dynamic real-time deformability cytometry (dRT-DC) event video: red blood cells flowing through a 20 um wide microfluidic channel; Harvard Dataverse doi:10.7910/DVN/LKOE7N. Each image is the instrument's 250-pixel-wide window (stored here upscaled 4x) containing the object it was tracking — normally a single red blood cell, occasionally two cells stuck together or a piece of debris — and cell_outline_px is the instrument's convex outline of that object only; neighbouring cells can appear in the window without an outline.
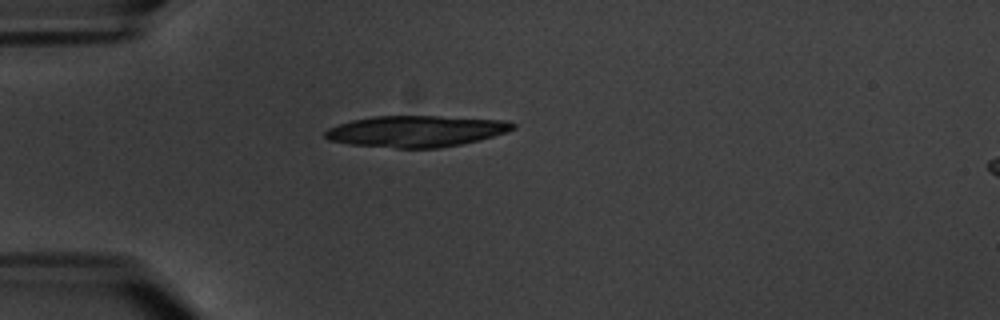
{"species": "common noctule bat (a hibernating species)", "species_latin": "Nyctalus noctula", "temperature_condition": "warm", "stored_images_in_passage": 1, "camera_frame_rate_fps": 3000, "um_per_image_px": 0.085, "animal": {"sex": "male", "body_mass_g": 20.1, "forearm_length_mm": 53.5}, "frame": {"image": 1, "passage_image": 1, "time_ms": 0.0, "image_size_px": [1000, 320], "cell_outline_px": [[516, 128], [508, 132], [480, 140], [440, 148], [396, 148], [352, 144], [328, 140], [324, 136], [324, 132], [328, 128], [352, 120], [372, 116], [440, 116], [508, 120], [516, 124]], "centroid_in_image_um": [35.42, 11.15], "position_along_channel_um": 49.6, "area_um2": 34.39}}